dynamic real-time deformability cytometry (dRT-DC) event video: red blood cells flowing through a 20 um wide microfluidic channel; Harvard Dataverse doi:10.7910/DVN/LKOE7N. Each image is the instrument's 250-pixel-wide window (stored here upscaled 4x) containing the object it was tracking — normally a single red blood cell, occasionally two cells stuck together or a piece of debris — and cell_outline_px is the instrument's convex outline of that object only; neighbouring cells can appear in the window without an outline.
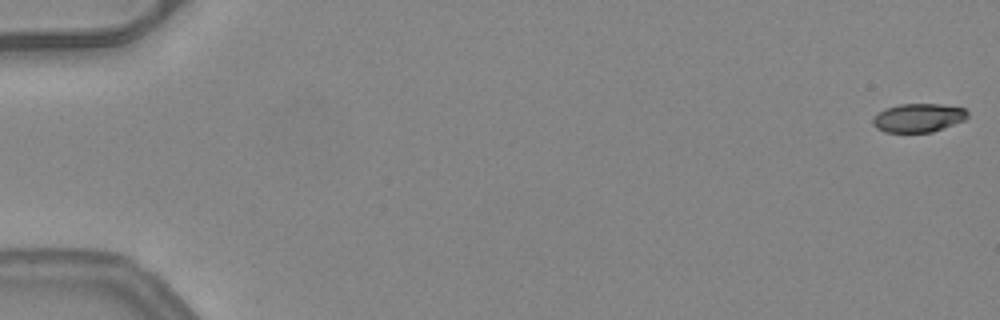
{"species": "common noctule bat (a hibernating species)", "species_latin": "Nyctalus noctula", "temperature_condition": "warm", "stored_images_in_passage": 52, "camera_frame_rate_fps": 3000, "um_per_image_px": 0.085, "animal": {"sex": "female", "body_mass_g": 24.6, "forearm_length_mm": 56.2}, "frame": {"image": 1, "passage_image": 1, "time_ms": 0.0, "image_size_px": [1000, 320], "cell_outline_px": [[968, 116], [964, 120], [932, 132], [884, 132], [876, 128], [872, 124], [872, 120], [884, 108], [900, 104], [940, 104], [964, 108], [968, 112]], "centroid_in_image_um": [78.05, 10.01], "position_along_channel_um": 7.0, "area_um2": 15.72}}
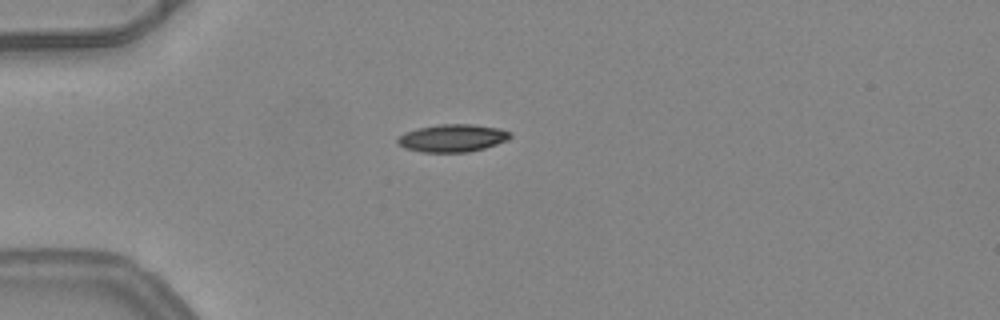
{"frame": {"image": 2, "passage_image": 15, "time_ms": 4.667, "image_size_px": [1000, 320], "cell_outline_px": [[512, 136], [508, 140], [484, 148], [468, 152], [420, 152], [404, 148], [396, 140], [404, 132], [416, 128], [440, 124], [472, 124], [496, 128], [512, 132]], "centroid_in_image_um": [38.45, 11.73], "position_along_channel_um": 46.5, "area_um2": 18.15}}
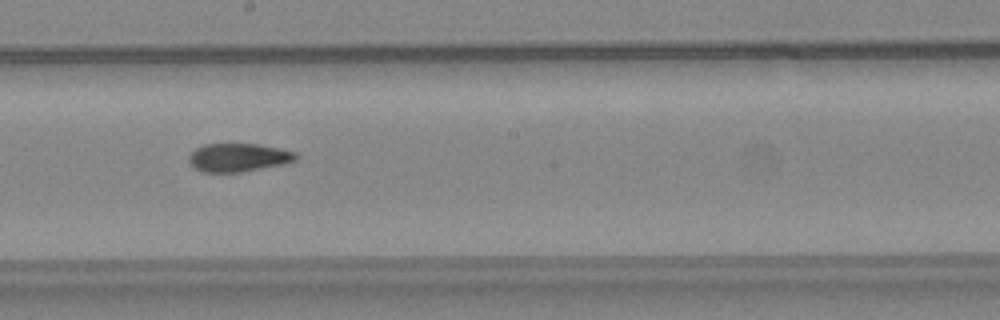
{"frame": {"image": 3, "passage_image": 30, "time_ms": 9.667, "image_size_px": [1000, 320], "cell_outline_px": [[296, 160], [284, 164], [240, 172], [204, 172], [196, 168], [188, 160], [188, 156], [196, 148], [204, 144], [256, 144], [296, 152]], "centroid_in_image_um": [20.24, 13.39], "position_along_channel_um": 228.0, "area_um2": 17.4}, "authors_computed_cell_mechanics": {"area_um2": 17.7446, "velocity_mm_per_s": 4.0962, "shape_relaxation_time_tau1_ms": 10.755, "shape_relaxation_time_tau2_ms": 3.4799, "deformation_change_tau1": 0.2785, "deformation_change_tau2": 0.115}}